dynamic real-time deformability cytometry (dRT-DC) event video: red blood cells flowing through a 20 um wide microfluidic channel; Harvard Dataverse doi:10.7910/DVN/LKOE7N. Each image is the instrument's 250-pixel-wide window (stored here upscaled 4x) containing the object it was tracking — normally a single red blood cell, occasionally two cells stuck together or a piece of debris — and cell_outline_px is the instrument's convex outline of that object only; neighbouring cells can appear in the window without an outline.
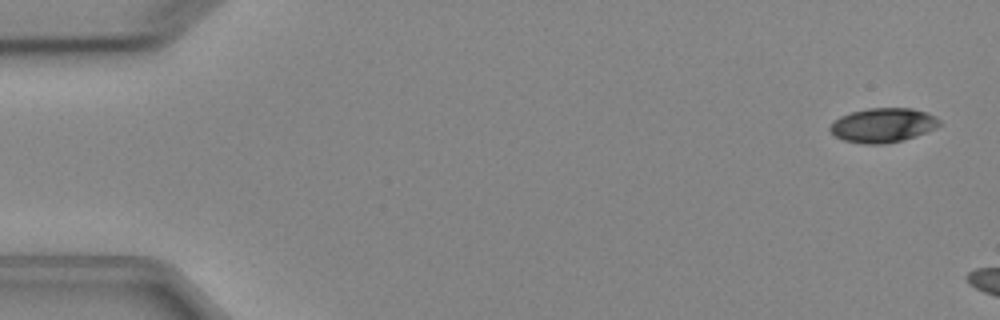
{"species": "Egyptian fruit bat (a non-hibernating species)", "species_latin": "Rousettus aegyptiacus", "temperature_condition": "cold", "stored_images_in_passage": 3, "camera_frame_rate_fps": 3000, "um_per_image_px": 0.085, "animal": {"sex": "female"}, "frame": {"image": 1, "passage_image": 1, "time_ms": 0.0, "image_size_px": [1000, 320], "cell_outline_px": [[940, 124], [936, 128], [916, 136], [904, 140], [884, 144], [864, 144], [844, 140], [836, 136], [828, 128], [840, 116], [852, 112], [868, 108], [912, 108], [928, 112], [936, 116], [940, 120]], "centroid_in_image_um": [75.09, 10.64], "position_along_channel_um": 9.9, "area_um2": 21.91}}